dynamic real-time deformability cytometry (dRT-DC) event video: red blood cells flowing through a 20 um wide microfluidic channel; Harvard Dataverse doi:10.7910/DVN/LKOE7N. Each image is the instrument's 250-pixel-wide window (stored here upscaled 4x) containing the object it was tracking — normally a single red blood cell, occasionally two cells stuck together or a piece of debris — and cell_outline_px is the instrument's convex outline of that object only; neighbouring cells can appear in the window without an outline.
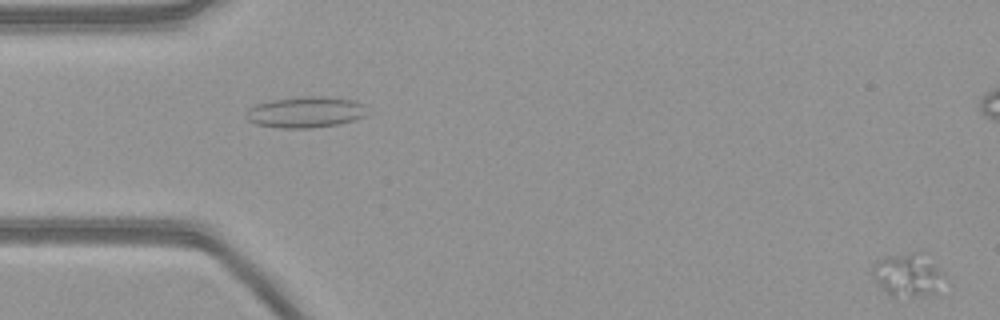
{"species": "common noctule bat (a hibernating species)", "species_latin": "Nyctalus noctula", "temperature_condition": "warm", "stored_images_in_passage": 58, "camera_frame_rate_fps": 3000, "um_per_image_px": 0.085, "animal": {"sex": "female", "body_mass_g": 21.9}, "frame": {"image": 1, "passage_image": 2, "time_ms": 0.333, "image_size_px": [1000, 320], "cell_outline_px": [[940, 272], [932, 292], [916, 296], [892, 296], [884, 292], [872, 276], [872, 264], [876, 260], [884, 256], [920, 248], [940, 268]], "centroid_in_image_um": [77.02, 23.25], "position_along_channel_um": 8.0, "area_um2": 17.92}}
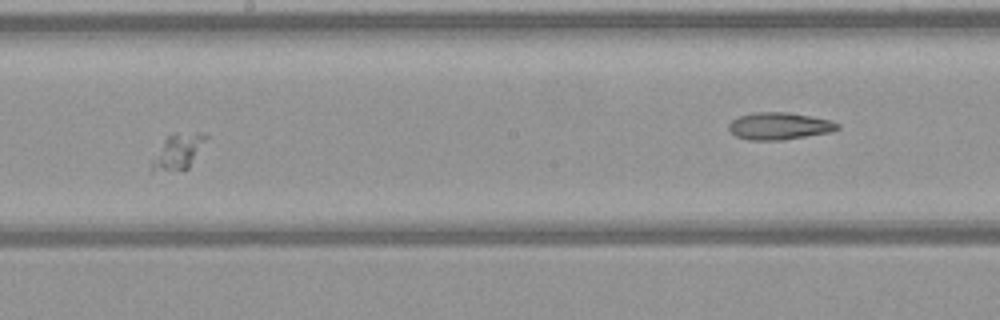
{"frame": {"image": 2, "passage_image": 32, "time_ms": 10.333, "image_size_px": [1000, 320], "cell_outline_px": [[208, 140], [188, 168], [152, 172], [152, 160], [164, 140], [172, 132], [200, 132], [208, 136]], "centroid_in_image_um": [15.18, 12.83], "position_along_channel_um": 233.0, "area_um2": 11.16}}
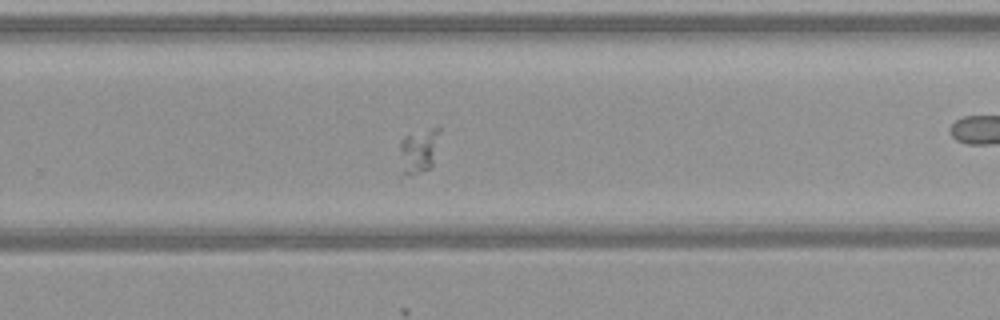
{"frame": {"image": 3, "passage_image": 37, "time_ms": 12.0, "image_size_px": [1000, 320], "cell_outline_px": [[440, 132], [432, 164], [428, 168], [400, 180], [400, 140], [404, 136], [432, 128], [440, 128]], "centroid_in_image_um": [35.52, 12.88], "position_along_channel_um": 294.3, "area_um2": 10.46}}